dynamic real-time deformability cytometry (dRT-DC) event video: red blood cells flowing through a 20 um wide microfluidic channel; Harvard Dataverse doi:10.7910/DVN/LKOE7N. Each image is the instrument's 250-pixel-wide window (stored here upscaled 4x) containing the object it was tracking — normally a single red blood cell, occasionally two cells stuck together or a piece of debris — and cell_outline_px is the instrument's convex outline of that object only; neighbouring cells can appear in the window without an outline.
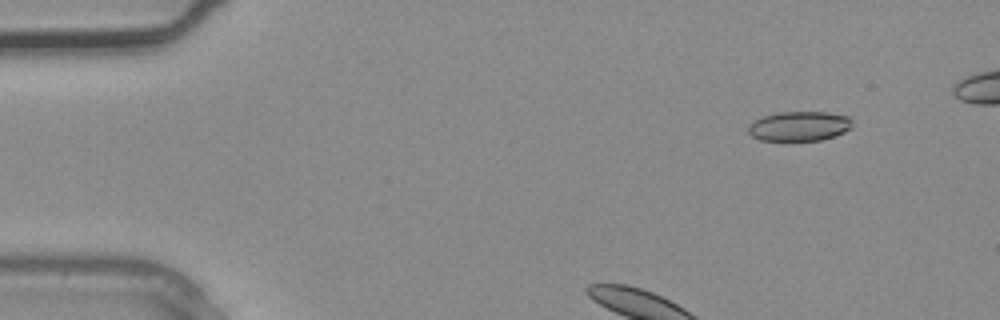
{"species": "common noctule bat (a hibernating species)", "species_latin": "Nyctalus noctula", "temperature_condition": "warm", "stored_images_in_passage": 4, "camera_frame_rate_fps": 3000, "um_per_image_px": 0.085, "animal": {"sex": "male", "body_mass_g": 20.4}, "frame": {"image": 1, "passage_image": 1, "time_ms": 0.0, "image_size_px": [1000, 320], "cell_outline_px": [[852, 128], [844, 132], [820, 140], [760, 140], [752, 136], [748, 132], [748, 124], [764, 116], [780, 112], [828, 112], [848, 116], [852, 120]], "centroid_in_image_um": [67.95, 10.71], "position_along_channel_um": 17.1, "area_um2": 17.86}}